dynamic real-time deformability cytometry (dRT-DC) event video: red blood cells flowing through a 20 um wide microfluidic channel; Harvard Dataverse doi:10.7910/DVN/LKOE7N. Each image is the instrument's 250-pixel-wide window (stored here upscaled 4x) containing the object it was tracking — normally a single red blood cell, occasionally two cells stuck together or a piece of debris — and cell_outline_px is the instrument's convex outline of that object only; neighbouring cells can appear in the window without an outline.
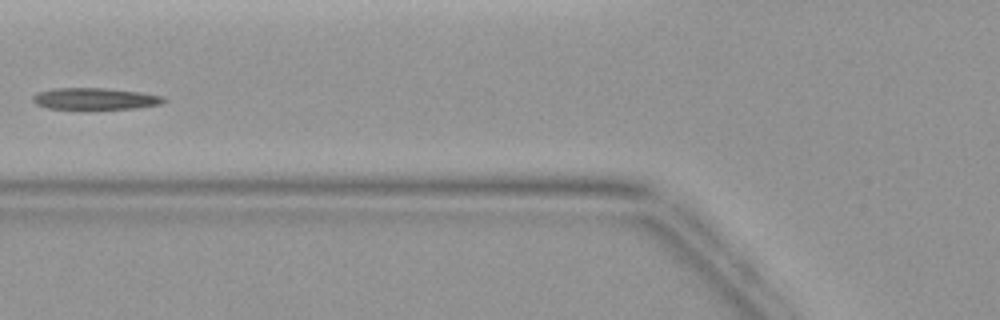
{"species": "common noctule bat (a hibernating species)", "species_latin": "Nyctalus noctula", "temperature_condition": "warm", "stored_images_in_passage": 4, "camera_frame_rate_fps": 3000, "um_per_image_px": 0.085, "animal": {"sex": "female", "body_mass_g": 19.9}, "frame": {"image": 1, "passage_image": 4, "time_ms": 3.667, "image_size_px": [1000, 320], "cell_outline_px": [[168, 100], [160, 104], [136, 108], [48, 108], [36, 104], [32, 100], [32, 96], [36, 92], [52, 88], [104, 88], [140, 92], [164, 96]], "centroid_in_image_um": [8.07, 8.37], "position_along_channel_um": 117.7, "area_um2": 16.36}}